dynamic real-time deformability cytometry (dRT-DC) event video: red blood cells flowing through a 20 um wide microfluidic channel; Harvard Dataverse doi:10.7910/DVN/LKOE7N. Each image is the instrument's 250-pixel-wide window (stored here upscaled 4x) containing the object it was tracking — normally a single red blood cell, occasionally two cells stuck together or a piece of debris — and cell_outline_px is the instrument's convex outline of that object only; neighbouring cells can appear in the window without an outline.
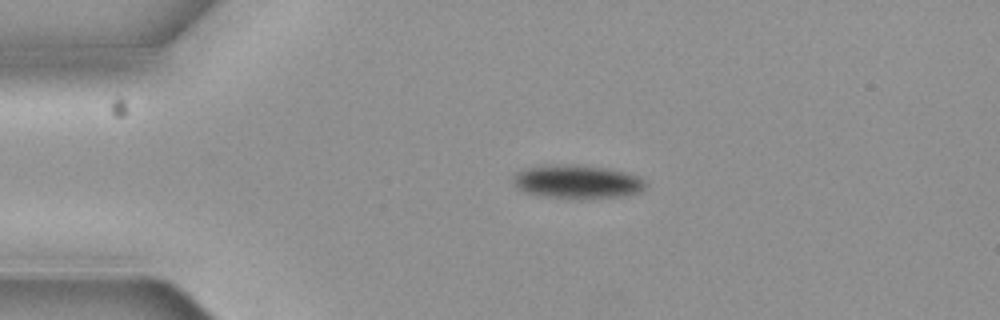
{"species": "common noctule bat (a hibernating species)", "species_latin": "Nyctalus noctula", "temperature_condition": "cold", "stored_images_in_passage": 2, "camera_frame_rate_fps": 3000, "um_per_image_px": 0.085, "animal": {"sex": "female", "body_mass_g": 19.3, "forearm_length_mm": 54.1}, "frame": {"image": 1, "passage_image": 1, "time_ms": 0.0, "image_size_px": [1000, 320], "cell_outline_px": [[648, 184], [640, 192], [624, 196], [548, 196], [528, 192], [516, 188], [512, 180], [512, 176], [516, 172], [524, 168], [540, 164], [576, 164], [608, 168], [624, 172], [636, 176], [644, 180]], "centroid_in_image_um": [49.02, 15.38], "position_along_channel_um": 36.0, "area_um2": 25.37}}